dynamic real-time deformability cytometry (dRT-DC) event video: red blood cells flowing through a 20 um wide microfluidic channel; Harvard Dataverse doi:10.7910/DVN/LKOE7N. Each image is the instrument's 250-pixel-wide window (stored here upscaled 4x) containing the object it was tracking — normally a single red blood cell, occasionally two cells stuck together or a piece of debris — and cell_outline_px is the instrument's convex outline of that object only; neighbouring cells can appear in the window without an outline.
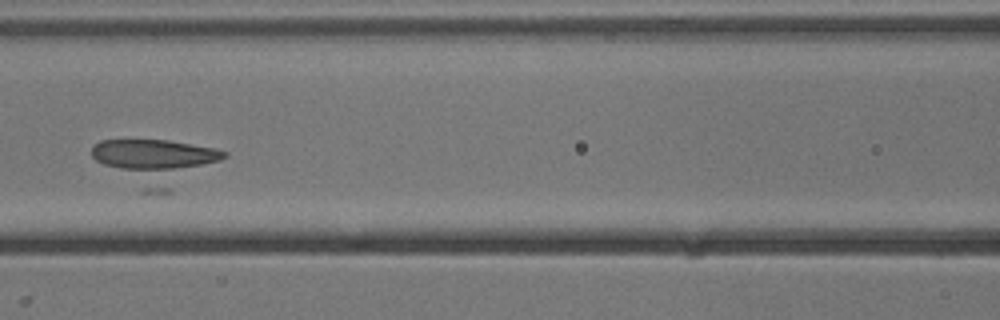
{"species": "common noctule bat (a hibernating species)", "species_latin": "Nyctalus noctula", "temperature_condition": "cold", "stored_images_in_passage": 30, "camera_frame_rate_fps": 3000, "um_per_image_px": 0.085, "animal": {"sex": "male", "body_mass_g": 13.3}, "frame": {"image": 1, "passage_image": 15, "time_ms": 4.667, "image_size_px": [1000, 320], "cell_outline_px": [[228, 156], [220, 160], [164, 172], [144, 172], [120, 168], [104, 164], [96, 160], [92, 156], [92, 148], [100, 140], [168, 140], [216, 148], [228, 152]], "centroid_in_image_um": [13.1, 13.15], "position_along_channel_um": 153.5, "area_um2": 23.7}}
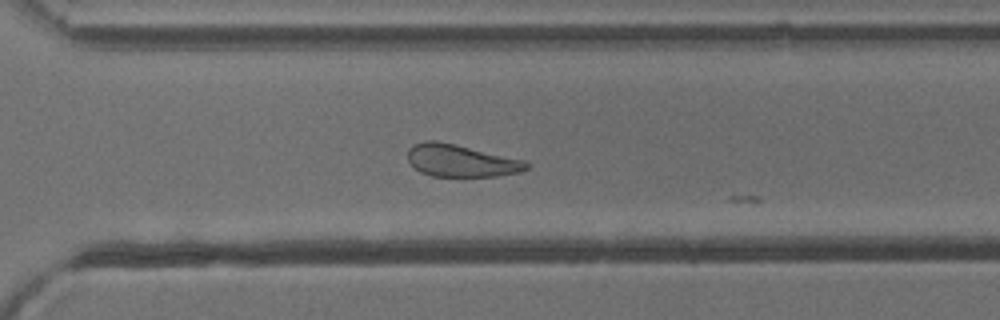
{"frame": {"image": 2, "passage_image": 29, "time_ms": 9.333, "image_size_px": [1000, 320], "cell_outline_px": [[532, 164], [528, 168], [516, 172], [496, 176], [432, 176], [420, 172], [408, 160], [408, 148], [412, 144], [424, 140], [436, 140], [456, 144], [524, 160]], "centroid_in_image_um": [39.15, 13.64], "position_along_channel_um": 331.4, "area_um2": 22.31}}